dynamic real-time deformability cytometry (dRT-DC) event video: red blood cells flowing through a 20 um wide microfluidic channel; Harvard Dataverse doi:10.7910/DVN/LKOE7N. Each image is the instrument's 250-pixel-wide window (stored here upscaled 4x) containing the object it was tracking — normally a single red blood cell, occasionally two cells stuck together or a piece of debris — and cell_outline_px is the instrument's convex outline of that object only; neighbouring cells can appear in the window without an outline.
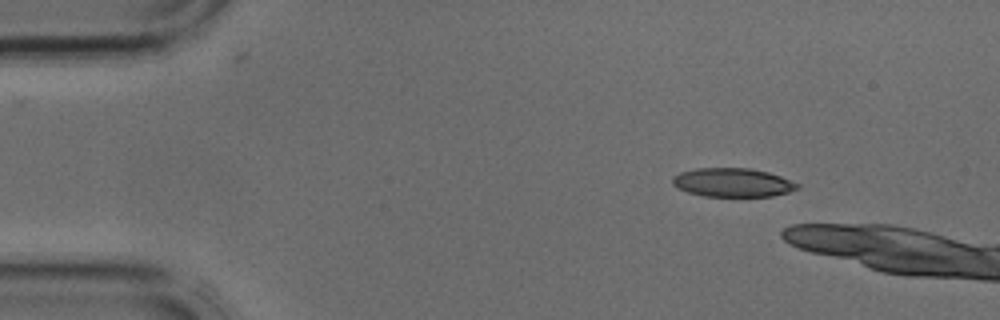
{"species": "common noctule bat (a hibernating species)", "species_latin": "Nyctalus noctula", "temperature_condition": "cold", "stored_images_in_passage": 2, "camera_frame_rate_fps": 3000, "um_per_image_px": 0.085, "animal": {"sex": "male", "body_mass_g": 17.9, "forearm_length_mm": 54.2}, "frame": {"image": 1, "passage_image": 2, "time_ms": 0.333, "image_size_px": [1000, 320], "cell_outline_px": [[800, 188], [788, 192], [772, 196], [704, 196], [688, 192], [672, 184], [672, 176], [680, 172], [696, 168], [748, 168], [768, 172], [780, 176], [800, 184]], "centroid_in_image_um": [62.28, 15.51], "position_along_channel_um": 22.7, "area_um2": 20.87}}